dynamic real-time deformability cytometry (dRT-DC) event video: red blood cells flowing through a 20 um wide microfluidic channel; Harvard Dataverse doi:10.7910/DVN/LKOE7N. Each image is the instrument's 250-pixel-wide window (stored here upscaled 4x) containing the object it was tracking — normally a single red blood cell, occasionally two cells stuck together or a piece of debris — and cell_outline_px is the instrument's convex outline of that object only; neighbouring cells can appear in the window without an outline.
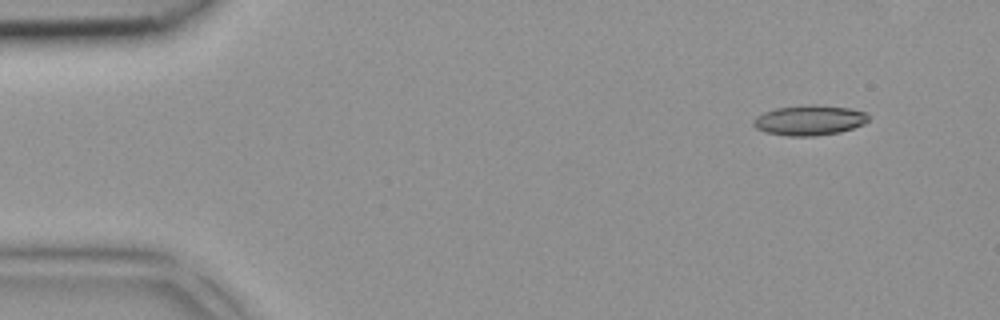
{"species": "common noctule bat (a hibernating species)", "species_latin": "Nyctalus noctula", "temperature_condition": "room temperature", "stored_images_in_passage": 3, "camera_frame_rate_fps": 3000, "um_per_image_px": 0.085, "animal": {"sex": "female", "body_mass_g": 18.4}, "frame": {"image": 1, "passage_image": 1, "time_ms": 0.0, "image_size_px": [1000, 320], "cell_outline_px": [[868, 120], [864, 124], [840, 132], [816, 136], [788, 136], [764, 132], [756, 128], [752, 124], [752, 120], [756, 116], [764, 112], [776, 108], [804, 104], [816, 104], [852, 108], [864, 112], [868, 116]], "centroid_in_image_um": [68.77, 10.21], "position_along_channel_um": 16.2, "area_um2": 20.46}}